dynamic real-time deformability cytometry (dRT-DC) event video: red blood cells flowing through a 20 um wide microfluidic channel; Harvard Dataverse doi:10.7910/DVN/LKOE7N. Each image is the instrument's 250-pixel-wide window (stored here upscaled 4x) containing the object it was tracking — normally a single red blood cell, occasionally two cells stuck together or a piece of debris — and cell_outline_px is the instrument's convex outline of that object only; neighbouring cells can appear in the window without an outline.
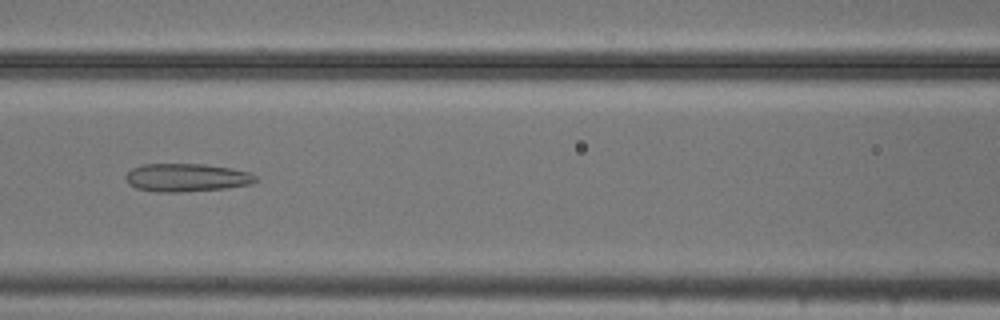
{"species": "common noctule bat (a hibernating species)", "species_latin": "Nyctalus noctula", "temperature_condition": "cold", "stored_images_in_passage": 42, "camera_frame_rate_fps": 3000, "um_per_image_px": 0.085, "animal": {"sex": "male", "body_mass_g": 20.5, "forearm_length_mm": 52.5}, "frame": {"image": 1, "passage_image": 12, "time_ms": 3.667, "image_size_px": [1000, 320], "cell_outline_px": [[256, 180], [252, 184], [224, 188], [184, 192], [156, 192], [136, 188], [128, 184], [124, 176], [132, 168], [144, 164], [204, 164], [232, 168], [252, 172], [256, 176]], "centroid_in_image_um": [15.86, 15.09], "position_along_channel_um": 150.7, "area_um2": 21.44}}
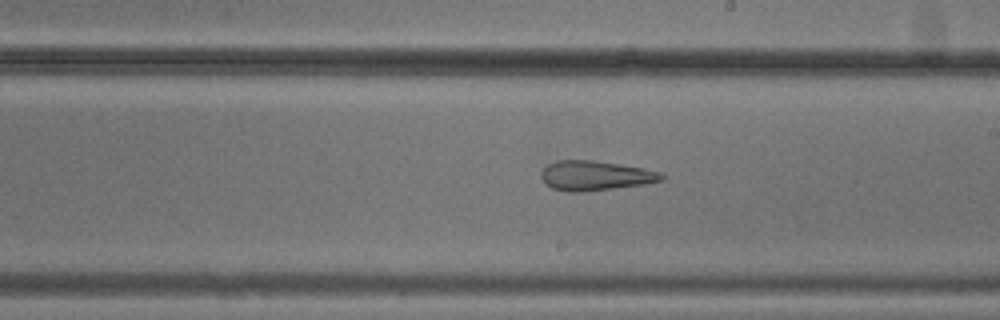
{"frame": {"image": 2, "passage_image": 19, "time_ms": 6.0, "image_size_px": [1000, 320], "cell_outline_px": [[664, 180], [640, 184], [612, 188], [580, 192], [568, 192], [552, 188], [540, 176], [540, 172], [548, 164], [556, 160], [592, 160], [620, 164], [644, 168], [660, 172], [664, 176]], "centroid_in_image_um": [50.57, 14.91], "position_along_channel_um": 238.4, "area_um2": 20.58}}
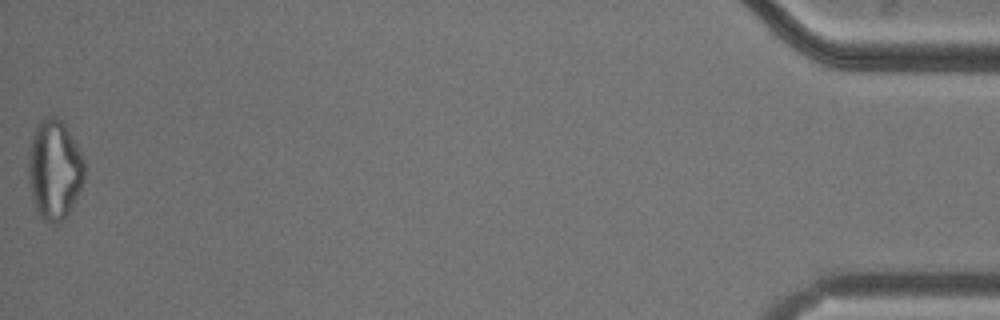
{"frame": {"image": 3, "passage_image": 42, "time_ms": 13.667, "image_size_px": [1000, 320], "cell_outline_px": [[84, 180], [64, 220], [60, 224], [52, 224], [44, 220], [40, 216], [36, 208], [32, 196], [28, 180], [28, 164], [32, 136], [36, 128], [48, 116], [56, 116], [64, 124], [80, 152], [84, 160]], "centroid_in_image_um": [4.62, 14.46], "position_along_channel_um": 430.6, "area_um2": 31.96}, "authors_computed_cell_mechanics": {"area_um2": 25.3453, "velocity_mm_per_s": 3.7656, "shape_relaxation_time_tau1_ms": null, "shape_relaxation_time_tau2_ms": 2.9901, "deformation_change_tau1": null, "deformation_change_tau2": 0.1406}}